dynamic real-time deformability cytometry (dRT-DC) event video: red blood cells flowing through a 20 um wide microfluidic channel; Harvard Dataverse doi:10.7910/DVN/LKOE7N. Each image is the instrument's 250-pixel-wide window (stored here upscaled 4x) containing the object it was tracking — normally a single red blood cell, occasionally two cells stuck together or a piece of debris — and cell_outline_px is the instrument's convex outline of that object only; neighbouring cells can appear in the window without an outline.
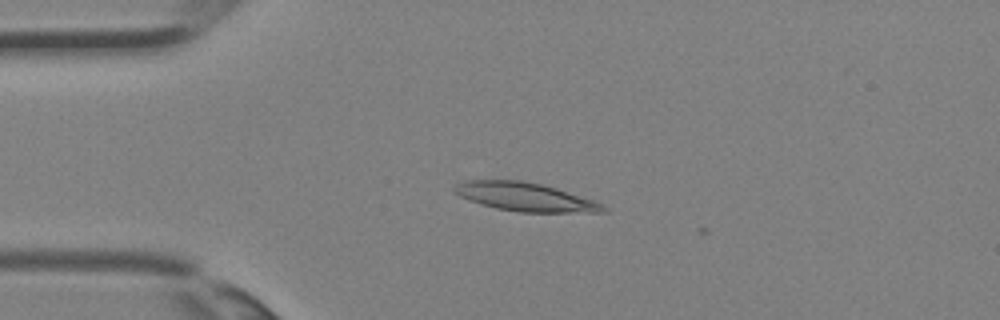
{"species": "Egyptian fruit bat (a non-hibernating species)", "species_latin": "Rousettus aegyptiacus", "temperature_condition": "room temperature", "stored_images_in_passage": 6, "camera_frame_rate_fps": 3000, "um_per_image_px": 0.085, "animal": {"sex": "female"}, "frame": {"image": 1, "passage_image": 2, "time_ms": 0.333, "image_size_px": [1000, 320], "cell_outline_px": [[608, 212], [520, 212], [496, 208], [468, 200], [452, 192], [452, 188], [456, 184], [464, 180], [520, 180], [540, 184], [556, 188], [592, 200], [608, 208]], "centroid_in_image_um": [44.58, 16.73], "position_along_channel_um": 40.4, "area_um2": 24.57}}
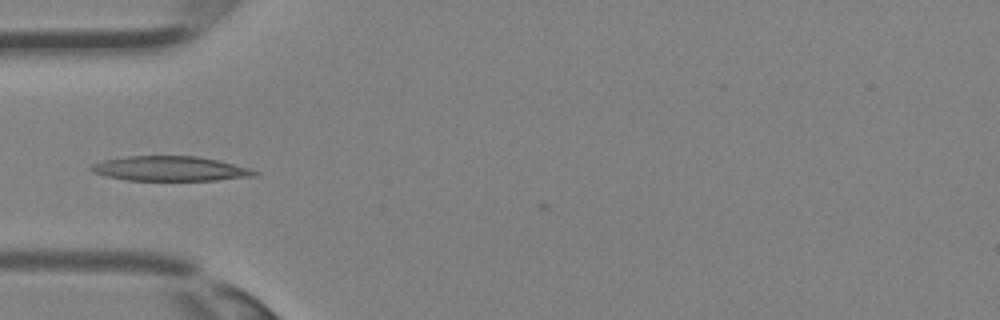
{"frame": {"image": 2, "passage_image": 5, "time_ms": 1.333, "image_size_px": [1000, 320], "cell_outline_px": [[260, 172], [256, 176], [216, 180], [128, 180], [108, 176], [92, 172], [88, 168], [92, 164], [100, 160], [128, 156], [196, 156], [216, 160], [252, 168]], "centroid_in_image_um": [14.46, 14.33], "position_along_channel_um": 70.5, "area_um2": 23.58}}